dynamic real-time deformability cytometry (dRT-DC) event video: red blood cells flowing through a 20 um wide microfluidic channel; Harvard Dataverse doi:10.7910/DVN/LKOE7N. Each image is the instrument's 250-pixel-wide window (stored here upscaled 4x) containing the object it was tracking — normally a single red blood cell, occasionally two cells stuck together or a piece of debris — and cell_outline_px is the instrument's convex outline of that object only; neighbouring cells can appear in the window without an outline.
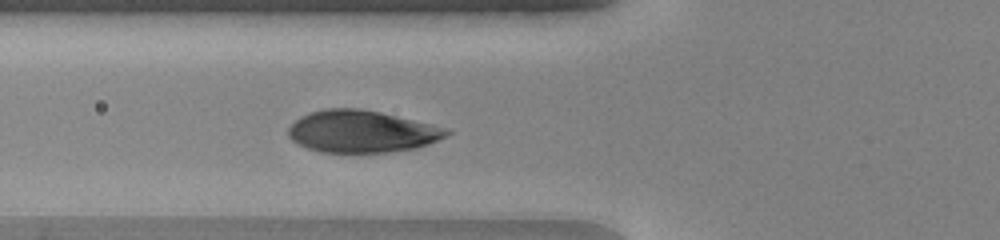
{"species": "human", "species_latin": "Homo sapiens", "temperature_condition": "warm", "stored_images_in_passage": 11, "camera_frame_rate_fps": 3000, "um_per_image_px": 0.085, "donor": {"sex": "female"}, "frame": {"image": 1, "passage_image": 11, "time_ms": 3.333, "image_size_px": [1000, 240], "cell_outline_px": [[452, 132], [428, 144], [416, 148], [388, 152], [320, 152], [308, 148], [292, 140], [288, 136], [288, 128], [300, 116], [308, 112], [324, 108], [360, 108], [380, 112], [432, 124], [448, 128]], "centroid_in_image_um": [30.72, 11.16], "position_along_channel_um": 95.1, "area_um2": 38.73}}